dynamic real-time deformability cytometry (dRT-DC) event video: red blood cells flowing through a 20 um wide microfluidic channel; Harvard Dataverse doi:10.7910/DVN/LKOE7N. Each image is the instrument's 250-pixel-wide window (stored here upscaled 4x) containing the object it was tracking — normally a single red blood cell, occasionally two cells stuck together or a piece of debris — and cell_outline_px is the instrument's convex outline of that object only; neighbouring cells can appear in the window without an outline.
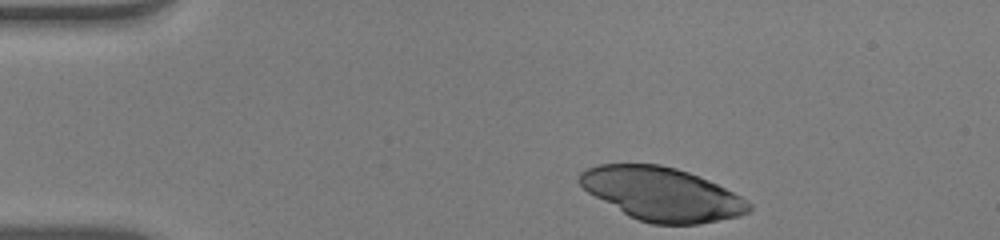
{"species": "human", "species_latin": "Homo sapiens", "temperature_condition": "warm", "stored_images_in_passage": 36, "camera_frame_rate_fps": 3000, "um_per_image_px": 0.085, "donor": {"sex": "male"}, "frame": {"image": 1, "passage_image": 1, "time_ms": 0.0, "image_size_px": [1000, 240], "cell_outline_px": [[752, 208], [748, 212], [740, 216], [696, 224], [652, 224], [628, 216], [588, 192], [576, 180], [580, 172], [588, 168], [600, 164], [660, 164], [676, 168], [688, 172], [708, 180], [748, 200], [752, 204]], "centroid_in_image_um": [56.25, 16.49], "position_along_channel_um": 28.8, "area_um2": 52.31}}